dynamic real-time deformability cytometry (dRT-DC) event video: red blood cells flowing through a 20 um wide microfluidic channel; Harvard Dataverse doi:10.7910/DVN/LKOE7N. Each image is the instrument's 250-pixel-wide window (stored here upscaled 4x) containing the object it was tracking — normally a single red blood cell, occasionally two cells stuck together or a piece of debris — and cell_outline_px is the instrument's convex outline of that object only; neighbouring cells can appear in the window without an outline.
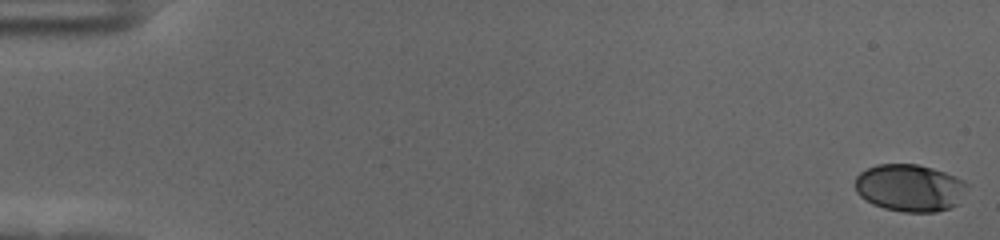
{"species": "human", "species_latin": "Homo sapiens", "temperature_condition": "cold", "stored_images_in_passage": 57, "camera_frame_rate_fps": 3000, "um_per_image_px": 0.085, "donor": {"sex": "female"}, "frame": {"image": 1, "passage_image": 1, "time_ms": 0.0, "image_size_px": [1000, 240], "cell_outline_px": [[968, 184], [956, 204], [948, 208], [936, 212], [904, 212], [884, 208], [872, 204], [860, 196], [856, 192], [856, 176], [860, 172], [876, 164], [916, 164], [932, 168], [956, 176], [964, 180]], "centroid_in_image_um": [77.3, 15.96], "position_along_channel_um": 7.7, "area_um2": 30.69}}
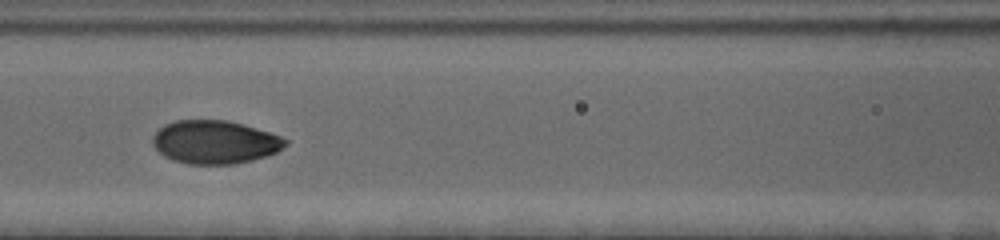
{"frame": {"image": 2, "passage_image": 27, "time_ms": 8.667, "image_size_px": [1000, 240], "cell_outline_px": [[288, 144], [276, 152], [264, 156], [236, 164], [188, 164], [172, 160], [164, 156], [152, 144], [152, 136], [164, 124], [176, 120], [228, 120], [256, 128], [280, 136], [288, 140]], "centroid_in_image_um": [18.24, 12.07], "position_along_channel_um": 148.4, "area_um2": 33.41}}
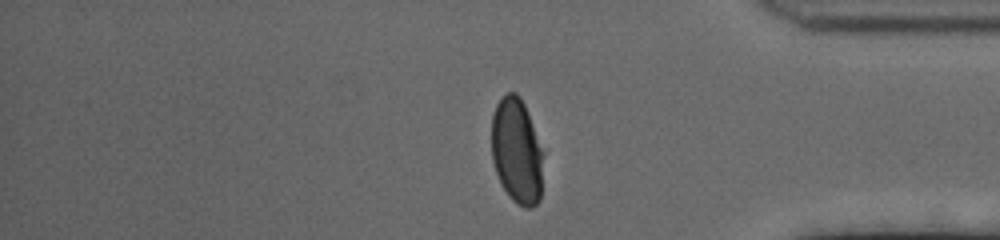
{"frame": {"image": 3, "passage_image": 49, "time_ms": 16.0, "image_size_px": [1000, 240], "cell_outline_px": [[544, 152], [540, 200], [532, 208], [524, 208], [512, 200], [508, 196], [496, 172], [492, 160], [492, 116], [496, 104], [508, 92], [516, 92], [520, 96], [524, 104]], "centroid_in_image_um": [43.94, 12.86], "position_along_channel_um": 391.3, "area_um2": 31.96}}